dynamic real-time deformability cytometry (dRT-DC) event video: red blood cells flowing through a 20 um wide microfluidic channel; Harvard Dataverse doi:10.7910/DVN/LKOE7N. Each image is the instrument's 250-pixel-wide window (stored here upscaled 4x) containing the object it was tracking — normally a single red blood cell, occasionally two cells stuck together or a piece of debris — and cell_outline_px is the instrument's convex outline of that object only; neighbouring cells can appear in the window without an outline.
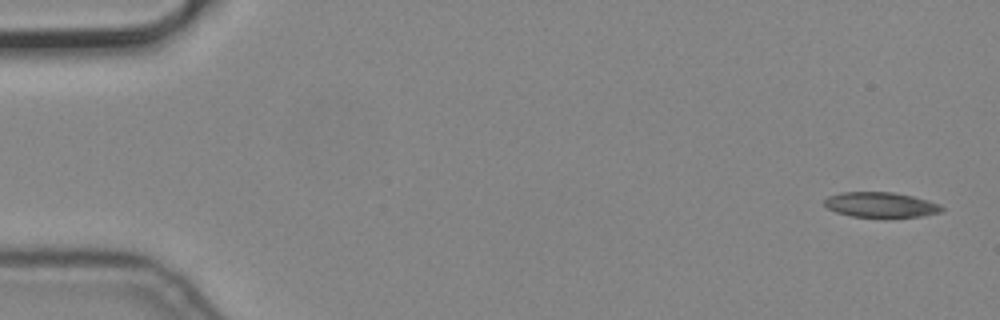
{"species": "common noctule bat (a hibernating species)", "species_latin": "Nyctalus noctula", "temperature_condition": "cold", "stored_images_in_passage": 5, "camera_frame_rate_fps": 3000, "um_per_image_px": 0.085, "animal": {"sex": "male", "body_mass_g": 19.2, "forearm_length_mm": 51.8}, "frame": {"image": 1, "passage_image": 1, "time_ms": 0.0, "image_size_px": [1000, 320], "cell_outline_px": [[944, 212], [924, 216], [852, 216], [836, 212], [828, 208], [824, 204], [824, 200], [828, 196], [840, 192], [892, 192], [912, 196], [928, 200], [940, 204], [944, 208]], "centroid_in_image_um": [74.89, 17.39], "position_along_channel_um": 10.1, "area_um2": 17.05}}